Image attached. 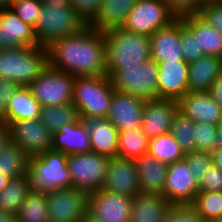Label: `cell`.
<instances>
[{
    "label": "cell",
    "mask_w": 222,
    "mask_h": 222,
    "mask_svg": "<svg viewBox=\"0 0 222 222\" xmlns=\"http://www.w3.org/2000/svg\"><path fill=\"white\" fill-rule=\"evenodd\" d=\"M0 222H18L16 214L0 211Z\"/></svg>",
    "instance_id": "obj_51"
},
{
    "label": "cell",
    "mask_w": 222,
    "mask_h": 222,
    "mask_svg": "<svg viewBox=\"0 0 222 222\" xmlns=\"http://www.w3.org/2000/svg\"><path fill=\"white\" fill-rule=\"evenodd\" d=\"M212 222H222V219H218V220L212 221Z\"/></svg>",
    "instance_id": "obj_56"
},
{
    "label": "cell",
    "mask_w": 222,
    "mask_h": 222,
    "mask_svg": "<svg viewBox=\"0 0 222 222\" xmlns=\"http://www.w3.org/2000/svg\"><path fill=\"white\" fill-rule=\"evenodd\" d=\"M31 191L27 175L11 179L0 191V211L16 214Z\"/></svg>",
    "instance_id": "obj_30"
},
{
    "label": "cell",
    "mask_w": 222,
    "mask_h": 222,
    "mask_svg": "<svg viewBox=\"0 0 222 222\" xmlns=\"http://www.w3.org/2000/svg\"><path fill=\"white\" fill-rule=\"evenodd\" d=\"M78 113L73 103L57 106H43L40 111V121L54 134L62 126L73 123Z\"/></svg>",
    "instance_id": "obj_34"
},
{
    "label": "cell",
    "mask_w": 222,
    "mask_h": 222,
    "mask_svg": "<svg viewBox=\"0 0 222 222\" xmlns=\"http://www.w3.org/2000/svg\"><path fill=\"white\" fill-rule=\"evenodd\" d=\"M109 158L94 152L67 155L71 187L87 194L103 187Z\"/></svg>",
    "instance_id": "obj_8"
},
{
    "label": "cell",
    "mask_w": 222,
    "mask_h": 222,
    "mask_svg": "<svg viewBox=\"0 0 222 222\" xmlns=\"http://www.w3.org/2000/svg\"><path fill=\"white\" fill-rule=\"evenodd\" d=\"M80 222H100L98 220H95L93 217H91L88 213L84 216L83 219L80 220Z\"/></svg>",
    "instance_id": "obj_55"
},
{
    "label": "cell",
    "mask_w": 222,
    "mask_h": 222,
    "mask_svg": "<svg viewBox=\"0 0 222 222\" xmlns=\"http://www.w3.org/2000/svg\"><path fill=\"white\" fill-rule=\"evenodd\" d=\"M180 19L193 32L195 38H198L199 50H202L204 55L222 59V35L216 29L197 14L187 15Z\"/></svg>",
    "instance_id": "obj_28"
},
{
    "label": "cell",
    "mask_w": 222,
    "mask_h": 222,
    "mask_svg": "<svg viewBox=\"0 0 222 222\" xmlns=\"http://www.w3.org/2000/svg\"><path fill=\"white\" fill-rule=\"evenodd\" d=\"M148 154L166 165L184 159L185 155L170 132L150 139Z\"/></svg>",
    "instance_id": "obj_33"
},
{
    "label": "cell",
    "mask_w": 222,
    "mask_h": 222,
    "mask_svg": "<svg viewBox=\"0 0 222 222\" xmlns=\"http://www.w3.org/2000/svg\"><path fill=\"white\" fill-rule=\"evenodd\" d=\"M193 177L198 182L206 170L212 165L211 154L206 151H192L184 155Z\"/></svg>",
    "instance_id": "obj_41"
},
{
    "label": "cell",
    "mask_w": 222,
    "mask_h": 222,
    "mask_svg": "<svg viewBox=\"0 0 222 222\" xmlns=\"http://www.w3.org/2000/svg\"><path fill=\"white\" fill-rule=\"evenodd\" d=\"M41 46L35 28L24 23L10 8L0 9V49Z\"/></svg>",
    "instance_id": "obj_16"
},
{
    "label": "cell",
    "mask_w": 222,
    "mask_h": 222,
    "mask_svg": "<svg viewBox=\"0 0 222 222\" xmlns=\"http://www.w3.org/2000/svg\"><path fill=\"white\" fill-rule=\"evenodd\" d=\"M212 165L218 166L222 169V147H216L210 152Z\"/></svg>",
    "instance_id": "obj_50"
},
{
    "label": "cell",
    "mask_w": 222,
    "mask_h": 222,
    "mask_svg": "<svg viewBox=\"0 0 222 222\" xmlns=\"http://www.w3.org/2000/svg\"><path fill=\"white\" fill-rule=\"evenodd\" d=\"M149 139L140 127L118 133L117 157L136 159L148 153Z\"/></svg>",
    "instance_id": "obj_32"
},
{
    "label": "cell",
    "mask_w": 222,
    "mask_h": 222,
    "mask_svg": "<svg viewBox=\"0 0 222 222\" xmlns=\"http://www.w3.org/2000/svg\"><path fill=\"white\" fill-rule=\"evenodd\" d=\"M49 220L54 222H80L87 214L88 194L73 187L46 193Z\"/></svg>",
    "instance_id": "obj_11"
},
{
    "label": "cell",
    "mask_w": 222,
    "mask_h": 222,
    "mask_svg": "<svg viewBox=\"0 0 222 222\" xmlns=\"http://www.w3.org/2000/svg\"><path fill=\"white\" fill-rule=\"evenodd\" d=\"M46 49L52 69L75 77L107 75L104 35L89 25L75 35L52 41Z\"/></svg>",
    "instance_id": "obj_1"
},
{
    "label": "cell",
    "mask_w": 222,
    "mask_h": 222,
    "mask_svg": "<svg viewBox=\"0 0 222 222\" xmlns=\"http://www.w3.org/2000/svg\"><path fill=\"white\" fill-rule=\"evenodd\" d=\"M145 99L114 91L107 119L118 132L141 126Z\"/></svg>",
    "instance_id": "obj_18"
},
{
    "label": "cell",
    "mask_w": 222,
    "mask_h": 222,
    "mask_svg": "<svg viewBox=\"0 0 222 222\" xmlns=\"http://www.w3.org/2000/svg\"><path fill=\"white\" fill-rule=\"evenodd\" d=\"M163 222H205L190 205H172Z\"/></svg>",
    "instance_id": "obj_44"
},
{
    "label": "cell",
    "mask_w": 222,
    "mask_h": 222,
    "mask_svg": "<svg viewBox=\"0 0 222 222\" xmlns=\"http://www.w3.org/2000/svg\"><path fill=\"white\" fill-rule=\"evenodd\" d=\"M29 157L17 144L10 142L0 152V174L14 179L27 175Z\"/></svg>",
    "instance_id": "obj_31"
},
{
    "label": "cell",
    "mask_w": 222,
    "mask_h": 222,
    "mask_svg": "<svg viewBox=\"0 0 222 222\" xmlns=\"http://www.w3.org/2000/svg\"><path fill=\"white\" fill-rule=\"evenodd\" d=\"M140 191L162 194L166 183L168 165L148 153L134 159Z\"/></svg>",
    "instance_id": "obj_24"
},
{
    "label": "cell",
    "mask_w": 222,
    "mask_h": 222,
    "mask_svg": "<svg viewBox=\"0 0 222 222\" xmlns=\"http://www.w3.org/2000/svg\"><path fill=\"white\" fill-rule=\"evenodd\" d=\"M71 7L88 25L97 15L102 0H69Z\"/></svg>",
    "instance_id": "obj_46"
},
{
    "label": "cell",
    "mask_w": 222,
    "mask_h": 222,
    "mask_svg": "<svg viewBox=\"0 0 222 222\" xmlns=\"http://www.w3.org/2000/svg\"><path fill=\"white\" fill-rule=\"evenodd\" d=\"M190 205L205 222L222 219V191H199Z\"/></svg>",
    "instance_id": "obj_36"
},
{
    "label": "cell",
    "mask_w": 222,
    "mask_h": 222,
    "mask_svg": "<svg viewBox=\"0 0 222 222\" xmlns=\"http://www.w3.org/2000/svg\"><path fill=\"white\" fill-rule=\"evenodd\" d=\"M42 0H12L10 8L24 22L35 28L41 14Z\"/></svg>",
    "instance_id": "obj_38"
},
{
    "label": "cell",
    "mask_w": 222,
    "mask_h": 222,
    "mask_svg": "<svg viewBox=\"0 0 222 222\" xmlns=\"http://www.w3.org/2000/svg\"><path fill=\"white\" fill-rule=\"evenodd\" d=\"M27 176L34 192L48 193L52 190L71 187L67 154L51 149L30 157Z\"/></svg>",
    "instance_id": "obj_6"
},
{
    "label": "cell",
    "mask_w": 222,
    "mask_h": 222,
    "mask_svg": "<svg viewBox=\"0 0 222 222\" xmlns=\"http://www.w3.org/2000/svg\"><path fill=\"white\" fill-rule=\"evenodd\" d=\"M178 111L194 122L218 126L222 123V107L210 92H188L178 101Z\"/></svg>",
    "instance_id": "obj_19"
},
{
    "label": "cell",
    "mask_w": 222,
    "mask_h": 222,
    "mask_svg": "<svg viewBox=\"0 0 222 222\" xmlns=\"http://www.w3.org/2000/svg\"><path fill=\"white\" fill-rule=\"evenodd\" d=\"M158 63L148 59L138 66L121 67L109 78L116 91L145 100H157Z\"/></svg>",
    "instance_id": "obj_7"
},
{
    "label": "cell",
    "mask_w": 222,
    "mask_h": 222,
    "mask_svg": "<svg viewBox=\"0 0 222 222\" xmlns=\"http://www.w3.org/2000/svg\"><path fill=\"white\" fill-rule=\"evenodd\" d=\"M175 20L176 17L162 0H136L122 28L150 37Z\"/></svg>",
    "instance_id": "obj_10"
},
{
    "label": "cell",
    "mask_w": 222,
    "mask_h": 222,
    "mask_svg": "<svg viewBox=\"0 0 222 222\" xmlns=\"http://www.w3.org/2000/svg\"><path fill=\"white\" fill-rule=\"evenodd\" d=\"M169 11L180 19L187 15L198 14L200 8L207 2L206 0H162Z\"/></svg>",
    "instance_id": "obj_42"
},
{
    "label": "cell",
    "mask_w": 222,
    "mask_h": 222,
    "mask_svg": "<svg viewBox=\"0 0 222 222\" xmlns=\"http://www.w3.org/2000/svg\"><path fill=\"white\" fill-rule=\"evenodd\" d=\"M48 67L45 46L0 49V77L28 86Z\"/></svg>",
    "instance_id": "obj_4"
},
{
    "label": "cell",
    "mask_w": 222,
    "mask_h": 222,
    "mask_svg": "<svg viewBox=\"0 0 222 222\" xmlns=\"http://www.w3.org/2000/svg\"><path fill=\"white\" fill-rule=\"evenodd\" d=\"M114 91L107 75L75 77L73 105L78 117L83 121L107 118Z\"/></svg>",
    "instance_id": "obj_5"
},
{
    "label": "cell",
    "mask_w": 222,
    "mask_h": 222,
    "mask_svg": "<svg viewBox=\"0 0 222 222\" xmlns=\"http://www.w3.org/2000/svg\"><path fill=\"white\" fill-rule=\"evenodd\" d=\"M101 189L130 198L140 194L134 160L117 156L109 158L105 181Z\"/></svg>",
    "instance_id": "obj_15"
},
{
    "label": "cell",
    "mask_w": 222,
    "mask_h": 222,
    "mask_svg": "<svg viewBox=\"0 0 222 222\" xmlns=\"http://www.w3.org/2000/svg\"><path fill=\"white\" fill-rule=\"evenodd\" d=\"M10 139L30 158L52 149L53 134L40 119L17 120L8 124Z\"/></svg>",
    "instance_id": "obj_12"
},
{
    "label": "cell",
    "mask_w": 222,
    "mask_h": 222,
    "mask_svg": "<svg viewBox=\"0 0 222 222\" xmlns=\"http://www.w3.org/2000/svg\"><path fill=\"white\" fill-rule=\"evenodd\" d=\"M170 133L180 145L184 154L195 151V122L177 111L173 118Z\"/></svg>",
    "instance_id": "obj_37"
},
{
    "label": "cell",
    "mask_w": 222,
    "mask_h": 222,
    "mask_svg": "<svg viewBox=\"0 0 222 222\" xmlns=\"http://www.w3.org/2000/svg\"><path fill=\"white\" fill-rule=\"evenodd\" d=\"M103 35L108 77L121 67L138 66L151 58L149 36L123 28L106 31Z\"/></svg>",
    "instance_id": "obj_3"
},
{
    "label": "cell",
    "mask_w": 222,
    "mask_h": 222,
    "mask_svg": "<svg viewBox=\"0 0 222 222\" xmlns=\"http://www.w3.org/2000/svg\"><path fill=\"white\" fill-rule=\"evenodd\" d=\"M177 111L178 103L175 100H146L140 128L149 140L169 133Z\"/></svg>",
    "instance_id": "obj_17"
},
{
    "label": "cell",
    "mask_w": 222,
    "mask_h": 222,
    "mask_svg": "<svg viewBox=\"0 0 222 222\" xmlns=\"http://www.w3.org/2000/svg\"><path fill=\"white\" fill-rule=\"evenodd\" d=\"M171 206L161 194L141 192L132 198L130 222H163Z\"/></svg>",
    "instance_id": "obj_25"
},
{
    "label": "cell",
    "mask_w": 222,
    "mask_h": 222,
    "mask_svg": "<svg viewBox=\"0 0 222 222\" xmlns=\"http://www.w3.org/2000/svg\"><path fill=\"white\" fill-rule=\"evenodd\" d=\"M75 76L47 67L27 87L41 106L73 103Z\"/></svg>",
    "instance_id": "obj_9"
},
{
    "label": "cell",
    "mask_w": 222,
    "mask_h": 222,
    "mask_svg": "<svg viewBox=\"0 0 222 222\" xmlns=\"http://www.w3.org/2000/svg\"><path fill=\"white\" fill-rule=\"evenodd\" d=\"M180 40L184 61L188 64L201 58L204 53L199 50L198 38L180 19Z\"/></svg>",
    "instance_id": "obj_40"
},
{
    "label": "cell",
    "mask_w": 222,
    "mask_h": 222,
    "mask_svg": "<svg viewBox=\"0 0 222 222\" xmlns=\"http://www.w3.org/2000/svg\"><path fill=\"white\" fill-rule=\"evenodd\" d=\"M16 216L18 222H48L46 193L31 191Z\"/></svg>",
    "instance_id": "obj_35"
},
{
    "label": "cell",
    "mask_w": 222,
    "mask_h": 222,
    "mask_svg": "<svg viewBox=\"0 0 222 222\" xmlns=\"http://www.w3.org/2000/svg\"><path fill=\"white\" fill-rule=\"evenodd\" d=\"M52 150L67 155L91 152L87 123L78 117L73 123L62 126L52 136Z\"/></svg>",
    "instance_id": "obj_22"
},
{
    "label": "cell",
    "mask_w": 222,
    "mask_h": 222,
    "mask_svg": "<svg viewBox=\"0 0 222 222\" xmlns=\"http://www.w3.org/2000/svg\"><path fill=\"white\" fill-rule=\"evenodd\" d=\"M198 182L193 177L185 159L168 165L162 196L172 205L191 204L197 193Z\"/></svg>",
    "instance_id": "obj_14"
},
{
    "label": "cell",
    "mask_w": 222,
    "mask_h": 222,
    "mask_svg": "<svg viewBox=\"0 0 222 222\" xmlns=\"http://www.w3.org/2000/svg\"><path fill=\"white\" fill-rule=\"evenodd\" d=\"M209 92L222 107V75L213 83Z\"/></svg>",
    "instance_id": "obj_49"
},
{
    "label": "cell",
    "mask_w": 222,
    "mask_h": 222,
    "mask_svg": "<svg viewBox=\"0 0 222 222\" xmlns=\"http://www.w3.org/2000/svg\"><path fill=\"white\" fill-rule=\"evenodd\" d=\"M41 108L30 89L20 86L10 98L7 115L1 121L9 124L17 120L39 119Z\"/></svg>",
    "instance_id": "obj_29"
},
{
    "label": "cell",
    "mask_w": 222,
    "mask_h": 222,
    "mask_svg": "<svg viewBox=\"0 0 222 222\" xmlns=\"http://www.w3.org/2000/svg\"><path fill=\"white\" fill-rule=\"evenodd\" d=\"M222 75V59L203 55L188 65V92L210 91L213 83Z\"/></svg>",
    "instance_id": "obj_23"
},
{
    "label": "cell",
    "mask_w": 222,
    "mask_h": 222,
    "mask_svg": "<svg viewBox=\"0 0 222 222\" xmlns=\"http://www.w3.org/2000/svg\"><path fill=\"white\" fill-rule=\"evenodd\" d=\"M199 191H222V169L211 165L198 181Z\"/></svg>",
    "instance_id": "obj_45"
},
{
    "label": "cell",
    "mask_w": 222,
    "mask_h": 222,
    "mask_svg": "<svg viewBox=\"0 0 222 222\" xmlns=\"http://www.w3.org/2000/svg\"><path fill=\"white\" fill-rule=\"evenodd\" d=\"M216 147H222V123L218 125Z\"/></svg>",
    "instance_id": "obj_52"
},
{
    "label": "cell",
    "mask_w": 222,
    "mask_h": 222,
    "mask_svg": "<svg viewBox=\"0 0 222 222\" xmlns=\"http://www.w3.org/2000/svg\"><path fill=\"white\" fill-rule=\"evenodd\" d=\"M136 0H102L95 18L88 24L98 32L122 28Z\"/></svg>",
    "instance_id": "obj_27"
},
{
    "label": "cell",
    "mask_w": 222,
    "mask_h": 222,
    "mask_svg": "<svg viewBox=\"0 0 222 222\" xmlns=\"http://www.w3.org/2000/svg\"><path fill=\"white\" fill-rule=\"evenodd\" d=\"M12 4V0H0V9L1 8H8Z\"/></svg>",
    "instance_id": "obj_54"
},
{
    "label": "cell",
    "mask_w": 222,
    "mask_h": 222,
    "mask_svg": "<svg viewBox=\"0 0 222 222\" xmlns=\"http://www.w3.org/2000/svg\"><path fill=\"white\" fill-rule=\"evenodd\" d=\"M35 25L38 43L47 47L52 41L79 33L87 24L71 7L69 0H42Z\"/></svg>",
    "instance_id": "obj_2"
},
{
    "label": "cell",
    "mask_w": 222,
    "mask_h": 222,
    "mask_svg": "<svg viewBox=\"0 0 222 222\" xmlns=\"http://www.w3.org/2000/svg\"><path fill=\"white\" fill-rule=\"evenodd\" d=\"M10 142H11V139H10V130H9L8 124L0 121V152Z\"/></svg>",
    "instance_id": "obj_48"
},
{
    "label": "cell",
    "mask_w": 222,
    "mask_h": 222,
    "mask_svg": "<svg viewBox=\"0 0 222 222\" xmlns=\"http://www.w3.org/2000/svg\"><path fill=\"white\" fill-rule=\"evenodd\" d=\"M149 40L151 59L156 63L184 60L180 40V19L155 31Z\"/></svg>",
    "instance_id": "obj_21"
},
{
    "label": "cell",
    "mask_w": 222,
    "mask_h": 222,
    "mask_svg": "<svg viewBox=\"0 0 222 222\" xmlns=\"http://www.w3.org/2000/svg\"><path fill=\"white\" fill-rule=\"evenodd\" d=\"M89 128L91 152L114 158L118 151V130L107 118L85 121Z\"/></svg>",
    "instance_id": "obj_26"
},
{
    "label": "cell",
    "mask_w": 222,
    "mask_h": 222,
    "mask_svg": "<svg viewBox=\"0 0 222 222\" xmlns=\"http://www.w3.org/2000/svg\"><path fill=\"white\" fill-rule=\"evenodd\" d=\"M188 65L184 60L158 63L159 99L178 101L188 93Z\"/></svg>",
    "instance_id": "obj_20"
},
{
    "label": "cell",
    "mask_w": 222,
    "mask_h": 222,
    "mask_svg": "<svg viewBox=\"0 0 222 222\" xmlns=\"http://www.w3.org/2000/svg\"><path fill=\"white\" fill-rule=\"evenodd\" d=\"M19 87L14 81L0 77V121L7 115L9 100Z\"/></svg>",
    "instance_id": "obj_47"
},
{
    "label": "cell",
    "mask_w": 222,
    "mask_h": 222,
    "mask_svg": "<svg viewBox=\"0 0 222 222\" xmlns=\"http://www.w3.org/2000/svg\"><path fill=\"white\" fill-rule=\"evenodd\" d=\"M11 179L9 177H6L3 174H0V191L5 188V186L9 183Z\"/></svg>",
    "instance_id": "obj_53"
},
{
    "label": "cell",
    "mask_w": 222,
    "mask_h": 222,
    "mask_svg": "<svg viewBox=\"0 0 222 222\" xmlns=\"http://www.w3.org/2000/svg\"><path fill=\"white\" fill-rule=\"evenodd\" d=\"M197 15L222 35V0L207 1Z\"/></svg>",
    "instance_id": "obj_43"
},
{
    "label": "cell",
    "mask_w": 222,
    "mask_h": 222,
    "mask_svg": "<svg viewBox=\"0 0 222 222\" xmlns=\"http://www.w3.org/2000/svg\"><path fill=\"white\" fill-rule=\"evenodd\" d=\"M218 126L195 122V144L196 150L211 152L216 148Z\"/></svg>",
    "instance_id": "obj_39"
},
{
    "label": "cell",
    "mask_w": 222,
    "mask_h": 222,
    "mask_svg": "<svg viewBox=\"0 0 222 222\" xmlns=\"http://www.w3.org/2000/svg\"><path fill=\"white\" fill-rule=\"evenodd\" d=\"M132 198L99 189L88 194L87 213L100 222H130Z\"/></svg>",
    "instance_id": "obj_13"
}]
</instances>
